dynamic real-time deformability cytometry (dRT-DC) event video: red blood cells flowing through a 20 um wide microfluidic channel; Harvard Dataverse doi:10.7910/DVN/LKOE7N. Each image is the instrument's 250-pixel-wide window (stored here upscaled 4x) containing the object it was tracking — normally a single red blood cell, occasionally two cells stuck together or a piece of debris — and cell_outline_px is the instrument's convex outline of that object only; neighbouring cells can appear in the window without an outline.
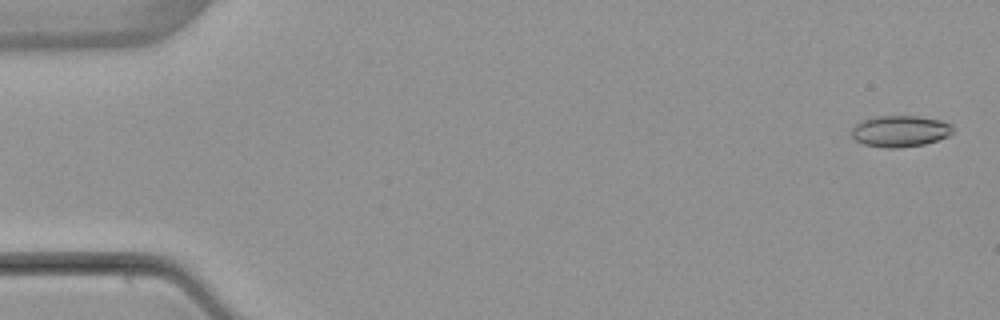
{"species": "common noctule bat (a hibernating species)", "species_latin": "Nyctalus noctula", "temperature_condition": "warm", "stored_images_in_passage": 4, "segment_of_instrument_passage": [2, 2], "camera_frame_rate_fps": 3000, "um_per_image_px": 0.085, "animal": {"sex": "female", "body_mass_g": 22.7, "forearm_length_mm": 54.2}, "frame": {"image": 1, "passage_image": 4, "time_ms": 3.667, "image_size_px": [1000, 320], "cell_outline_px": [[952, 132], [948, 136], [924, 144], [896, 148], [888, 148], [864, 144], [856, 140], [852, 136], [852, 128], [860, 120], [876, 116], [916, 116], [940, 120], [952, 124]], "centroid_in_image_um": [76.49, 11.14], "position_along_channel_um": 8.5, "area_um2": 18.38}}